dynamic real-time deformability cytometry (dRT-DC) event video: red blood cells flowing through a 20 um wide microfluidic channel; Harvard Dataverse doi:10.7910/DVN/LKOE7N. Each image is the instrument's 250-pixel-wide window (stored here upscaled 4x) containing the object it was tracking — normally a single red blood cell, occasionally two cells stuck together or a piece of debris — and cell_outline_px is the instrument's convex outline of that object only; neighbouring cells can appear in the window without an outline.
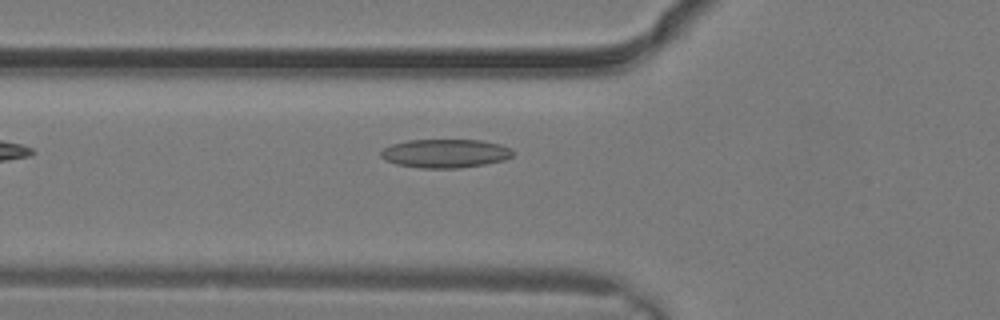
{"species": "common noctule bat (a hibernating species)", "species_latin": "Nyctalus noctula", "temperature_condition": "warm", "stored_images_in_passage": 4, "camera_frame_rate_fps": 3000, "um_per_image_px": 0.085, "animal": {"sex": "male", "body_mass_g": 19.2, "forearm_length_mm": 51.8}, "frame": {"image": 1, "passage_image": 4, "time_ms": 1.0, "image_size_px": [1000, 320], "cell_outline_px": [[512, 156], [504, 160], [484, 164], [460, 168], [420, 168], [396, 164], [384, 160], [380, 156], [380, 152], [384, 148], [392, 144], [408, 140], [480, 140], [500, 144], [512, 148]], "centroid_in_image_um": [37.83, 13.04], "position_along_channel_um": 88.0, "area_um2": 22.08}}